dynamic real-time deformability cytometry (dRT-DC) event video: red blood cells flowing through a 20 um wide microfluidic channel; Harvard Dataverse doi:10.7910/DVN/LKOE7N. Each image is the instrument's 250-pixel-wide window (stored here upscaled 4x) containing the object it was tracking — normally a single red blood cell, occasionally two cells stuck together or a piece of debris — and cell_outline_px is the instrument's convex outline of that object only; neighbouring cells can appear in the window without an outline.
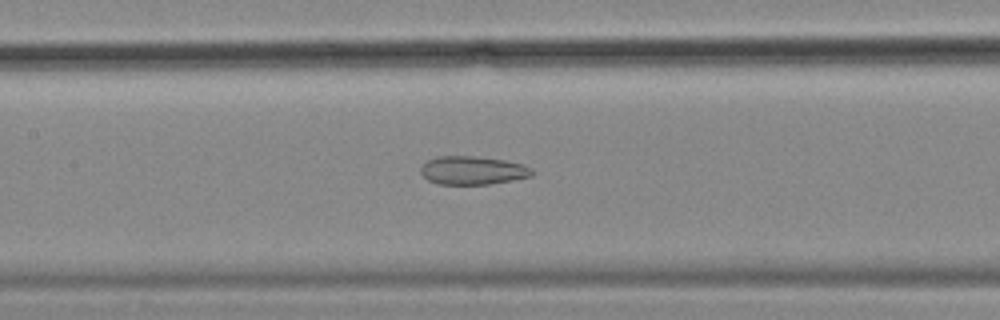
{"species": "common noctule bat (a hibernating species)", "species_latin": "Nyctalus noctula", "temperature_condition": "cold", "stored_images_in_passage": 56, "camera_frame_rate_fps": 3000, "um_per_image_px": 0.085, "animal": {"sex": "female", "body_mass_g": 18.4}, "frame": {"image": 1, "passage_image": 26, "time_ms": 8.333, "image_size_px": [1000, 320], "cell_outline_px": [[532, 176], [492, 184], [436, 184], [428, 180], [420, 172], [420, 168], [428, 160], [436, 156], [472, 156], [504, 160], [524, 164], [532, 168]], "centroid_in_image_um": [40.17, 14.48], "position_along_channel_um": 167.2, "area_um2": 18.44}}
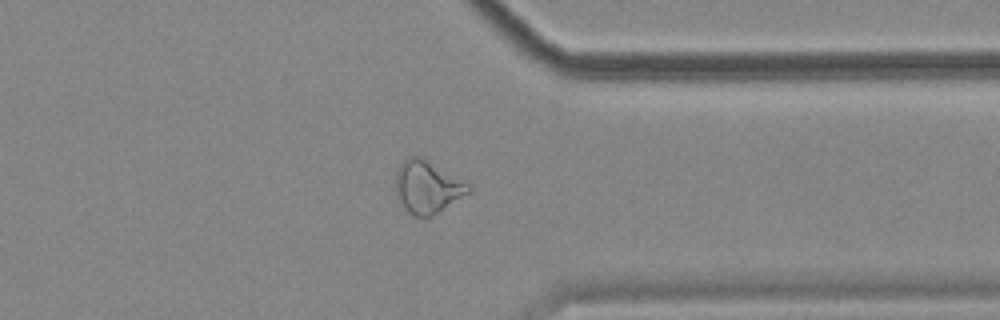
{"frame": {"image": 2, "passage_image": 44, "time_ms": 14.333, "image_size_px": [1000, 320], "cell_outline_px": [[472, 192], [432, 216], [412, 216], [404, 208], [400, 200], [396, 180], [396, 172], [400, 164], [404, 160], [412, 156], [424, 156], [468, 184], [472, 188]], "centroid_in_image_um": [36.37, 15.88], "position_along_channel_um": 375.0, "area_um2": 22.2}}
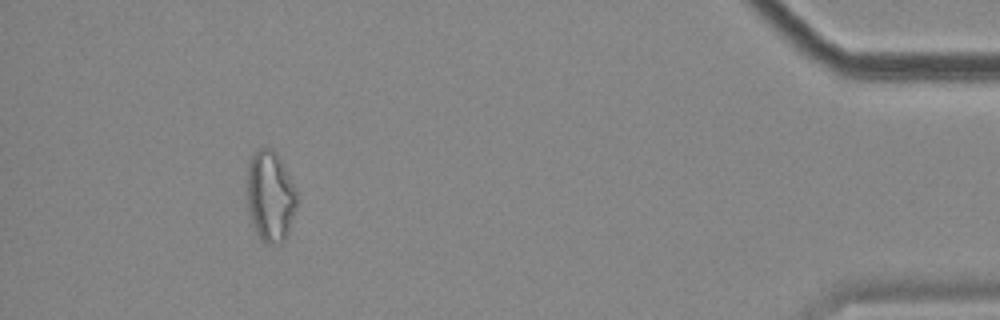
{"frame": {"image": 3, "passage_image": 52, "time_ms": 17.0, "image_size_px": [1000, 320], "cell_outline_px": [[296, 208], [288, 232], [284, 240], [280, 244], [268, 244], [260, 240], [256, 232], [252, 220], [248, 204], [248, 160], [260, 148], [272, 148], [276, 152], [296, 188]], "centroid_in_image_um": [22.99, 16.69], "position_along_channel_um": 412.2, "area_um2": 26.07}, "authors_computed_cell_mechanics": {"area_um2": 23.4379, "velocity_mm_per_s": 3.5209, "shape_relaxation_time_tau1_ms": null, "shape_relaxation_time_tau2_ms": 4.1576, "deformation_change_tau1": null, "deformation_change_tau2": 0.1373}}